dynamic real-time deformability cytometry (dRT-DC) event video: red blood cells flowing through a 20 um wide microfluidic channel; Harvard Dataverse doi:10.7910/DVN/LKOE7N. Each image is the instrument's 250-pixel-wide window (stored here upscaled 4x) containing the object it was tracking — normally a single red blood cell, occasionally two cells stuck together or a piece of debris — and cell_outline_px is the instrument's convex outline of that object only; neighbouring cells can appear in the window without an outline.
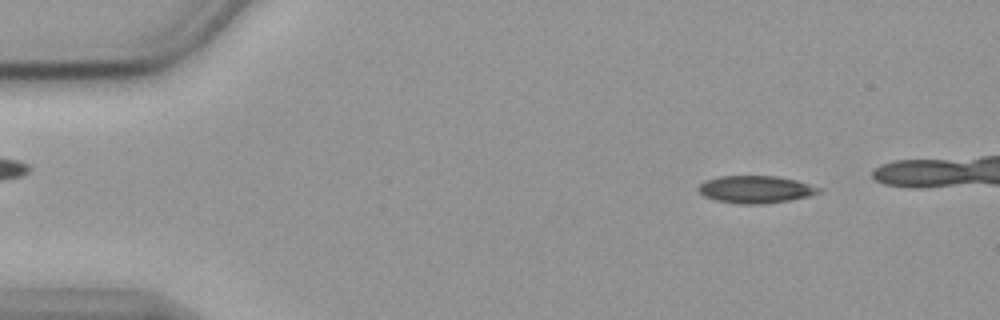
{"species": "common noctule bat (a hibernating species)", "species_latin": "Nyctalus noctula", "temperature_condition": "cold", "stored_images_in_passage": 48, "camera_frame_rate_fps": 3000, "um_per_image_px": 0.085, "animal": {"sex": "female", "body_mass_g": 19.9}, "frame": {"image": 1, "passage_image": 6, "time_ms": 1.667, "image_size_px": [1000, 320], "cell_outline_px": [[824, 188], [820, 192], [808, 196], [788, 200], [764, 204], [740, 204], [716, 200], [704, 196], [696, 188], [704, 180], [720, 176], [776, 176], [796, 180]], "centroid_in_image_um": [64.22, 16.09], "position_along_channel_um": 20.8, "area_um2": 19.25}}
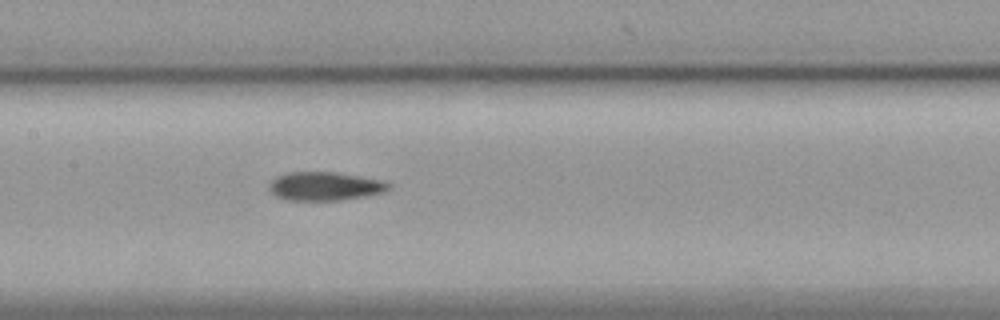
{"frame": {"image": 2, "passage_image": 26, "time_ms": 8.333, "image_size_px": [1000, 320], "cell_outline_px": [[388, 188], [384, 192], [364, 196], [340, 200], [284, 200], [276, 196], [268, 188], [268, 184], [276, 176], [284, 172], [332, 172], [360, 176], [380, 180], [388, 184]], "centroid_in_image_um": [27.52, 15.82], "position_along_channel_um": 179.9, "area_um2": 19.77}}
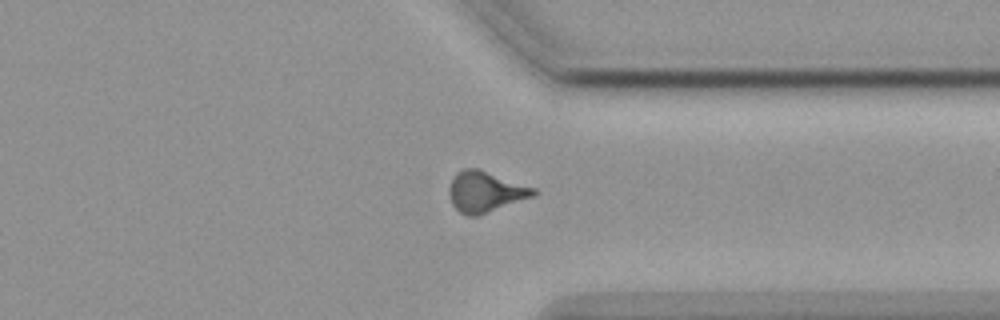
{"frame": {"image": 3, "passage_image": 42, "time_ms": 13.667, "image_size_px": [1000, 320], "cell_outline_px": [[536, 196], [476, 216], [468, 216], [460, 212], [452, 204], [448, 192], [448, 188], [452, 176], [456, 172], [464, 168], [480, 168], [536, 188]], "centroid_in_image_um": [41.25, 16.27], "position_along_channel_um": 370.2, "area_um2": 20.35}, "authors_computed_cell_mechanics": {"area_um2": 19.6231, "velocity_mm_per_s": 3.5994, "shape_relaxation_time_tau1_ms": null, "shape_relaxation_time_tau2_ms": 3.9421, "deformation_change_tau1": null, "deformation_change_tau2": 0.1066}}